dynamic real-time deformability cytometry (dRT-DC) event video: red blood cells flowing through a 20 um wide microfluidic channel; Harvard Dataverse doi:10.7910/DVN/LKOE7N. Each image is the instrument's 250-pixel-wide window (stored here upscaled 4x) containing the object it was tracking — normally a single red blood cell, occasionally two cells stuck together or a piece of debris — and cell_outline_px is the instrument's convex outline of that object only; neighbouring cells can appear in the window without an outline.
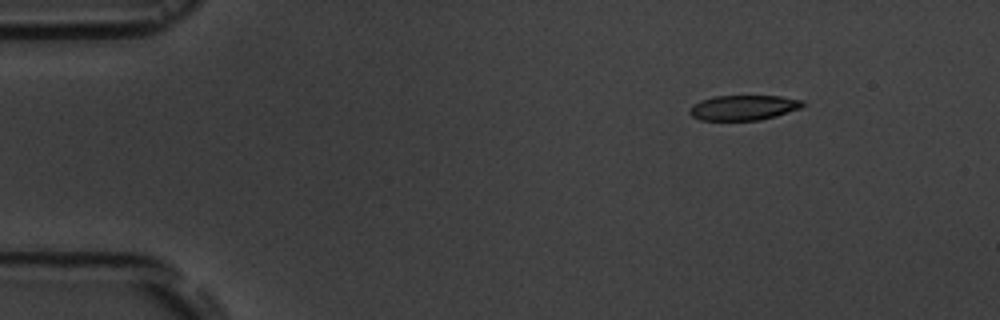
{"species": "common noctule bat (a hibernating species)", "species_latin": "Nyctalus noctula", "temperature_condition": "room temperature", "stored_images_in_passage": 15, "camera_frame_rate_fps": 3000, "um_per_image_px": 0.085, "animal": {"sex": "male", "body_mass_g": 19.5, "forearm_length_mm": 54.6}, "frame": {"image": 1, "passage_image": 1, "time_ms": 0.0, "image_size_px": [1000, 320], "cell_outline_px": [[804, 104], [800, 108], [776, 116], [760, 120], [700, 120], [692, 116], [688, 112], [688, 108], [692, 104], [700, 100], [716, 96], [780, 96], [804, 100]], "centroid_in_image_um": [63.16, 9.15], "position_along_channel_um": 21.8, "area_um2": 16.59}}
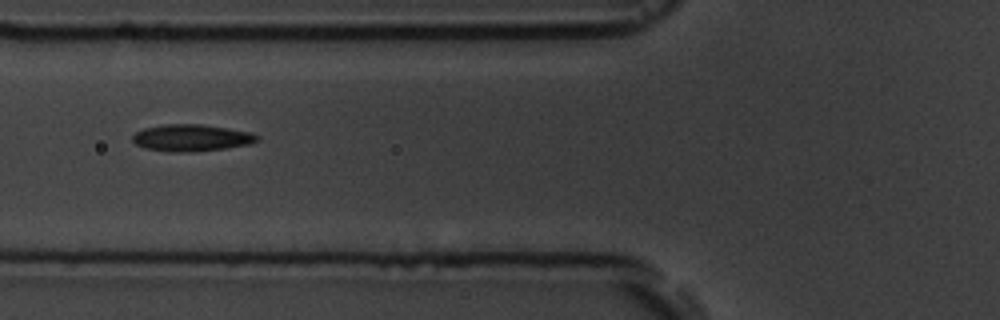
{"frame": {"image": 2, "passage_image": 5, "time_ms": 4.667, "image_size_px": [1000, 320], "cell_outline_px": [[260, 140], [248, 144], [224, 148], [192, 152], [168, 152], [144, 148], [136, 144], [132, 140], [132, 136], [136, 132], [144, 128], [164, 124], [200, 124], [228, 128], [248, 132], [260, 136]], "centroid_in_image_um": [16.24, 11.72], "position_along_channel_um": 109.6, "area_um2": 19.48}}
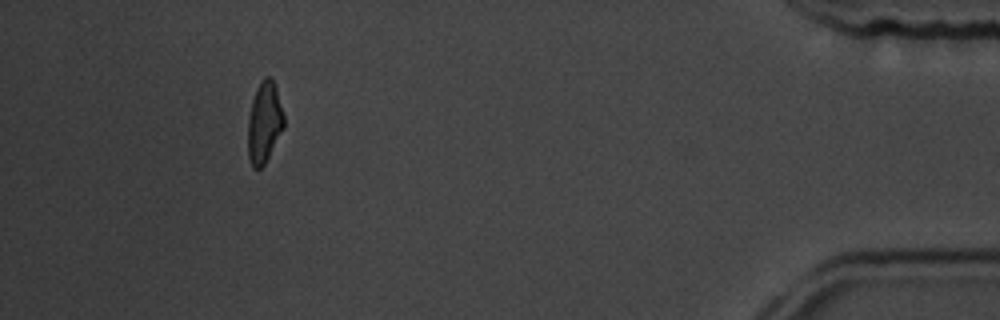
{"frame": {"image": 3, "passage_image": 14, "time_ms": 14.667, "image_size_px": [1000, 320], "cell_outline_px": [[284, 128], [264, 164], [260, 168], [252, 168], [248, 156], [248, 116], [252, 100], [256, 88], [260, 80], [264, 76], [272, 76], [276, 88], [284, 116]], "centroid_in_image_um": [22.46, 10.37], "position_along_channel_um": 412.7, "area_um2": 17.11}, "authors_computed_cell_mechanics": {"area_um2": 17.8602, "velocity_mm_per_s": 3.6576, "shape_relaxation_time_tau1_ms": 9.8111, "shape_relaxation_time_tau2_ms": 3.8444, "deformation_change_tau1": 0.1794, "deformation_change_tau2": 0.0894}}